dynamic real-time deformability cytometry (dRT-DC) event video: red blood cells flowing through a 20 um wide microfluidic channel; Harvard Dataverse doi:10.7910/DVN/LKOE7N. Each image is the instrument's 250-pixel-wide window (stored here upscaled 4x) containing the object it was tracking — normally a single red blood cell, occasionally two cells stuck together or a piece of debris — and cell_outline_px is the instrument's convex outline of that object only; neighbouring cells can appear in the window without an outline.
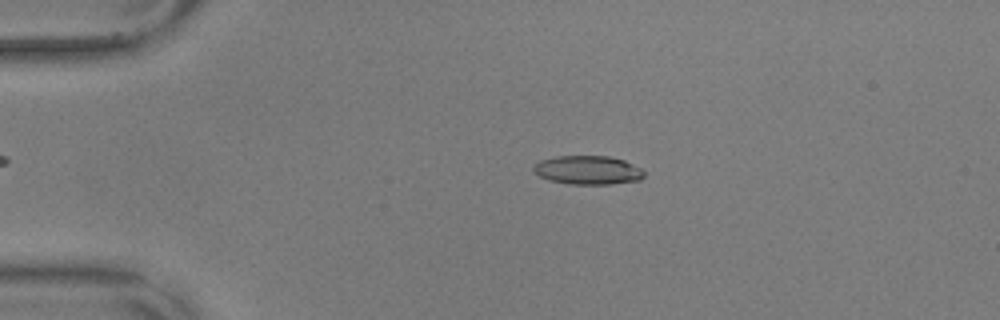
{"species": "common noctule bat (a hibernating species)", "species_latin": "Nyctalus noctula", "temperature_condition": "warm", "stored_images_in_passage": 54, "camera_frame_rate_fps": 3000, "um_per_image_px": 0.085, "animal": {"sex": "male", "body_mass_g": 17.9, "forearm_length_mm": 54.2}, "frame": {"image": 1, "passage_image": 12, "time_ms": 3.667, "image_size_px": [1000, 320], "cell_outline_px": [[644, 176], [640, 180], [612, 184], [568, 184], [548, 180], [540, 176], [532, 168], [540, 160], [556, 156], [608, 156], [624, 160], [640, 168], [644, 172]], "centroid_in_image_um": [49.97, 14.46], "position_along_channel_um": 35.0, "area_um2": 18.5}}
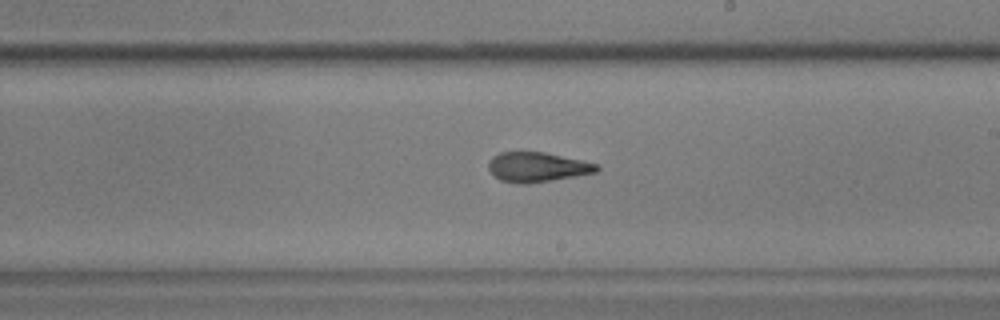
{"frame": {"image": 2, "passage_image": 33, "time_ms": 10.667, "image_size_px": [1000, 320], "cell_outline_px": [[600, 168], [596, 172], [576, 176], [528, 184], [520, 184], [500, 180], [488, 168], [488, 160], [492, 156], [500, 152], [544, 152], [580, 160], [596, 164]], "centroid_in_image_um": [45.63, 14.2], "position_along_channel_um": 243.4, "area_um2": 18.61}}
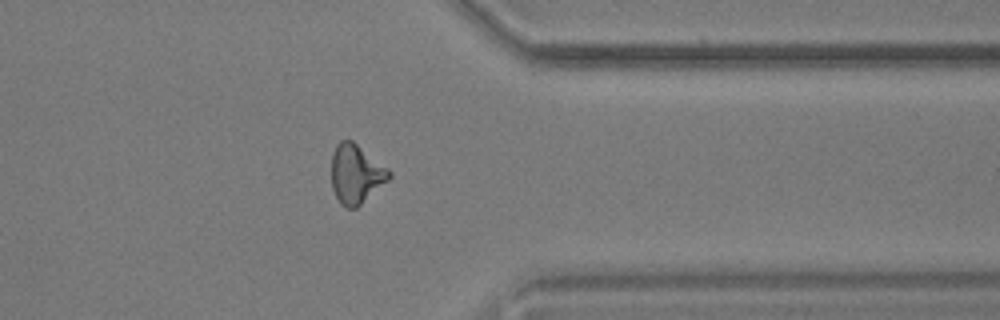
{"frame": {"image": 3, "passage_image": 45, "time_ms": 14.667, "image_size_px": [1000, 320], "cell_outline_px": [[392, 176], [388, 180], [356, 208], [344, 208], [340, 204], [332, 188], [332, 152], [336, 144], [340, 140], [352, 140], [388, 168], [392, 172]], "centroid_in_image_um": [30.25, 14.78], "position_along_channel_um": 381.2, "area_um2": 19.83}}